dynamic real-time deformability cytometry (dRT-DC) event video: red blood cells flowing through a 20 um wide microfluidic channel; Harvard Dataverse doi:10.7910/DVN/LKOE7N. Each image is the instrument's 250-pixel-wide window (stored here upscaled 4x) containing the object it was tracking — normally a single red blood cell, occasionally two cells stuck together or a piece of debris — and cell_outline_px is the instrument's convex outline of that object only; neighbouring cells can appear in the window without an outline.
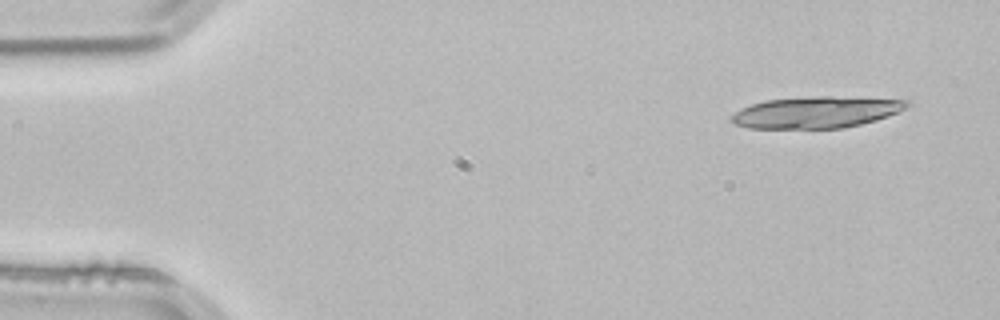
{"species": "common noctule bat (a hibernating species)", "species_latin": "Nyctalus noctula", "temperature_condition": "room temperature", "stored_images_in_passage": 14, "camera_frame_rate_fps": 3000, "um_per_image_px": 0.085, "animal": {"sex": "male", "body_mass_g": 21.5, "forearm_length_mm": 52.0}, "frame": {"image": 1, "passage_image": 1, "time_ms": 0.0, "image_size_px": [1000, 320], "cell_outline_px": [[912, 104], [896, 112], [876, 120], [844, 128], [748, 128], [736, 124], [728, 120], [728, 116], [740, 108], [764, 100], [816, 96], [832, 96], [912, 100]], "centroid_in_image_um": [69.34, 9.53], "position_along_channel_um": 15.7, "area_um2": 32.37}}